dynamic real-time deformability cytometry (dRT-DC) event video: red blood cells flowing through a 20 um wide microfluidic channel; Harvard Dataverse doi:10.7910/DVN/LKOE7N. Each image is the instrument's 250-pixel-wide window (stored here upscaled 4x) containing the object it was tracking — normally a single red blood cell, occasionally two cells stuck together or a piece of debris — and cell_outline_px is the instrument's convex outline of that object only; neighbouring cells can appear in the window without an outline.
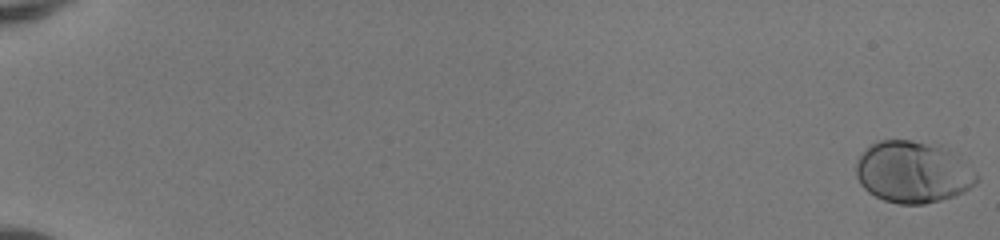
{"species": "human", "species_latin": "Homo sapiens", "temperature_condition": "room temperature", "stored_images_in_passage": 52, "camera_frame_rate_fps": 3000, "um_per_image_px": 0.085, "donor": {"sex": "female"}, "frame": {"image": 1, "passage_image": 1, "time_ms": 0.0, "image_size_px": [1000, 240], "cell_outline_px": [[980, 180], [976, 184], [964, 192], [940, 200], [924, 204], [900, 204], [884, 200], [868, 192], [860, 184], [856, 176], [856, 164], [860, 156], [872, 144], [880, 140], [912, 140], [940, 144], [976, 172], [980, 176]], "centroid_in_image_um": [77.61, 14.63], "position_along_channel_um": 7.4, "area_um2": 43.29}}
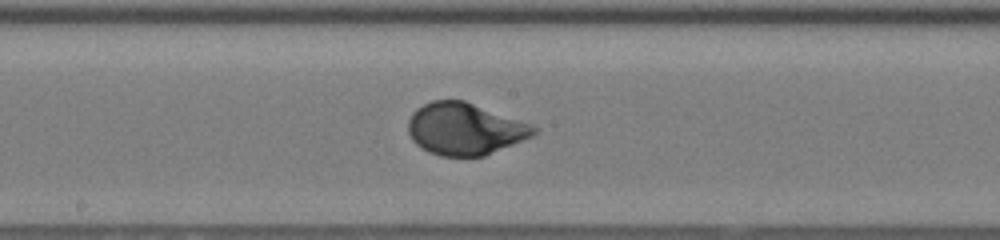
{"frame": {"image": 2, "passage_image": 31, "time_ms": 10.0, "image_size_px": [1000, 240], "cell_outline_px": [[536, 132], [532, 136], [484, 156], [440, 156], [428, 152], [420, 148], [412, 140], [408, 132], [408, 120], [412, 112], [416, 108], [432, 100], [464, 100], [532, 124], [536, 128]], "centroid_in_image_um": [39.47, 10.95], "position_along_channel_um": 208.7, "area_um2": 38.03}}
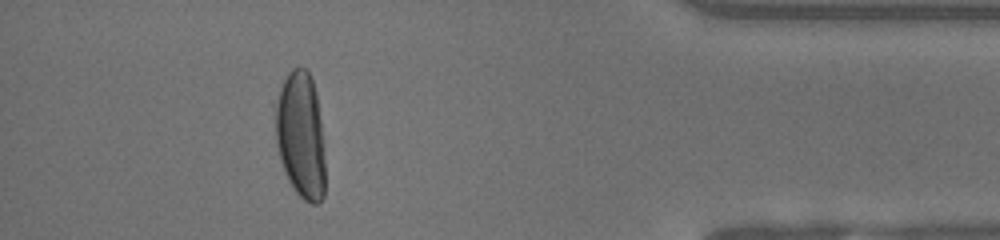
{"frame": {"image": 3, "passage_image": 48, "time_ms": 15.667, "image_size_px": [1000, 240], "cell_outline_px": [[324, 196], [316, 204], [312, 204], [304, 200], [296, 192], [288, 180], [284, 172], [280, 160], [276, 144], [272, 104], [288, 72], [292, 68], [304, 68], [312, 76], [316, 92], [320, 120], [324, 160]], "centroid_in_image_um": [25.51, 11.46], "position_along_channel_um": 409.7, "area_um2": 37.28}, "authors_computed_cell_mechanics": {"area_um2": 38.2347, "velocity_mm_per_s": 4.1508, "shape_relaxation_time_tau1_ms": 3.0772, "shape_relaxation_time_tau2_ms": null, "deformation_change_tau1": 0.1942, "deformation_change_tau2": null}}